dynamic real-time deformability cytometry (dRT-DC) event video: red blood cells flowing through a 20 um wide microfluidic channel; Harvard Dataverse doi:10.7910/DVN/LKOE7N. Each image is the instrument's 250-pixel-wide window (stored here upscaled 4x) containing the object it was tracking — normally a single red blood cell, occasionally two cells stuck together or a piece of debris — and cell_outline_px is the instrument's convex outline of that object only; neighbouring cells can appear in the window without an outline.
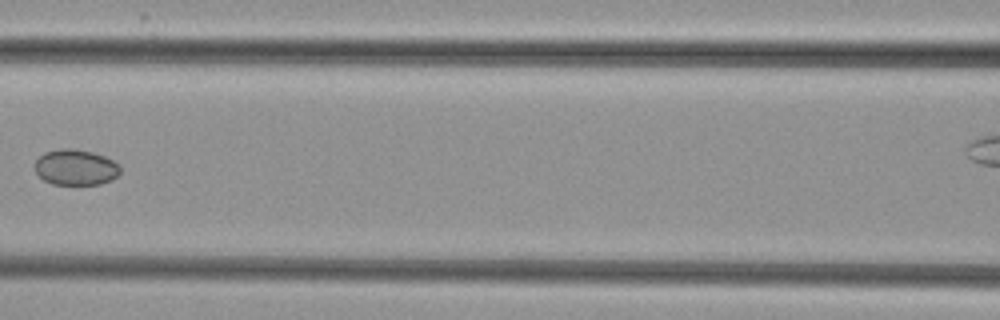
{"species": "common noctule bat (a hibernating species)", "species_latin": "Nyctalus noctula", "temperature_condition": "cold", "stored_images_in_passage": 7, "camera_frame_rate_fps": 3000, "um_per_image_px": 0.085, "animal": {"sex": "female", "body_mass_g": 29.2, "forearm_length_mm": 56.3}, "frame": {"image": 1, "passage_image": 6, "time_ms": 7.333, "image_size_px": [1000, 320], "cell_outline_px": [[120, 172], [112, 180], [100, 184], [52, 184], [44, 180], [36, 172], [36, 160], [44, 152], [60, 148], [72, 148], [92, 152], [104, 156], [112, 160], [120, 168]], "centroid_in_image_um": [6.42, 14.22], "position_along_channel_um": 160.2, "area_um2": 17.63}}